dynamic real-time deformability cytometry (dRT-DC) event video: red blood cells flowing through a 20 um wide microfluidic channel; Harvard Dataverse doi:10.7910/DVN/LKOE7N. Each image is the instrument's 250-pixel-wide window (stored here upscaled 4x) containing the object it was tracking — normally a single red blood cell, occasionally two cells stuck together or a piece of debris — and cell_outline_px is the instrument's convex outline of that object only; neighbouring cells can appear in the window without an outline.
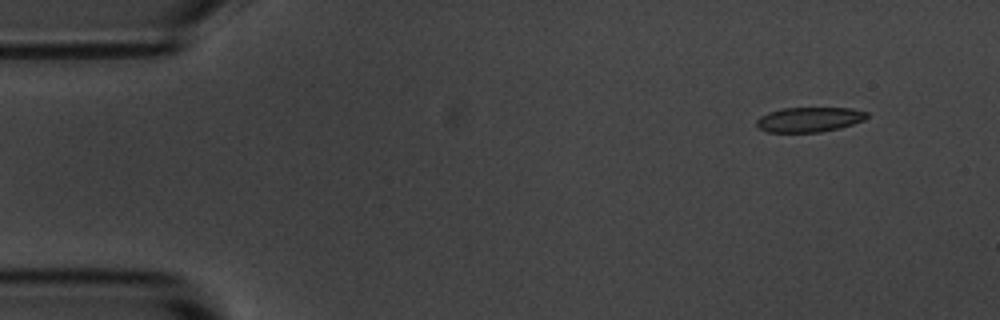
{"species": "common noctule bat (a hibernating species)", "species_latin": "Nyctalus noctula", "temperature_condition": "room temperature", "stored_images_in_passage": 4, "camera_frame_rate_fps": 3000, "um_per_image_px": 0.085, "animal": {"sex": "male", "body_mass_g": 20.1, "forearm_length_mm": 53.5}, "frame": {"image": 1, "passage_image": 1, "time_ms": 0.0, "image_size_px": [1000, 320], "cell_outline_px": [[868, 116], [864, 120], [840, 128], [820, 132], [768, 132], [760, 128], [756, 124], [756, 120], [760, 116], [768, 112], [780, 108], [852, 108], [868, 112]], "centroid_in_image_um": [68.79, 10.15], "position_along_channel_um": 16.2, "area_um2": 16.01}}
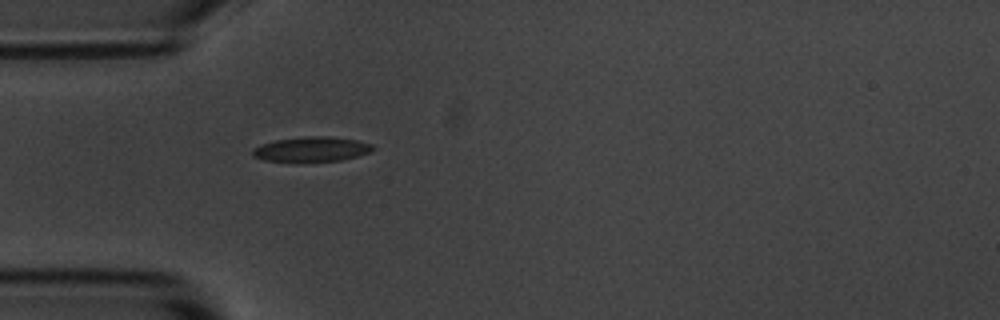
{"frame": {"image": 2, "passage_image": 4, "time_ms": 3.667, "image_size_px": [1000, 320], "cell_outline_px": [[376, 148], [372, 152], [340, 160], [304, 164], [292, 164], [264, 160], [252, 156], [252, 148], [260, 144], [276, 140], [308, 136], [328, 136], [356, 140], [372, 144]], "centroid_in_image_um": [26.43, 12.73], "position_along_channel_um": 58.6, "area_um2": 18.26}}